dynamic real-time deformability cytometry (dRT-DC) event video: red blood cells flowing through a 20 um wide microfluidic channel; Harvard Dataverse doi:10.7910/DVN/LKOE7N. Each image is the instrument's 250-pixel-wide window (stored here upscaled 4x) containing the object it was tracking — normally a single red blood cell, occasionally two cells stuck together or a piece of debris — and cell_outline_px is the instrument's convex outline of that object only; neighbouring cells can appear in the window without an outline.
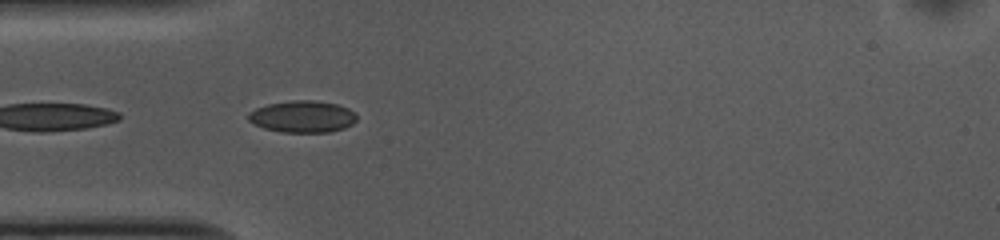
{"species": "common noctule bat (a hibernating species)", "species_latin": "Nyctalus noctula", "temperature_condition": "cold", "stored_images_in_passage": 6, "camera_frame_rate_fps": 3000, "um_per_image_px": 0.085, "animal": {"sex": "female", "body_mass_g": 10.0, "forearm_length_mm": 53.1}, "frame": {"image": 1, "passage_image": 2, "time_ms": 0.333, "image_size_px": [1000, 240], "cell_outline_px": [[356, 120], [352, 124], [344, 128], [328, 132], [284, 132], [264, 128], [248, 120], [248, 112], [256, 108], [268, 104], [292, 100], [312, 100], [336, 104], [348, 108], [356, 112]], "centroid_in_image_um": [25.73, 9.9], "position_along_channel_um": 59.3, "area_um2": 20.0}}